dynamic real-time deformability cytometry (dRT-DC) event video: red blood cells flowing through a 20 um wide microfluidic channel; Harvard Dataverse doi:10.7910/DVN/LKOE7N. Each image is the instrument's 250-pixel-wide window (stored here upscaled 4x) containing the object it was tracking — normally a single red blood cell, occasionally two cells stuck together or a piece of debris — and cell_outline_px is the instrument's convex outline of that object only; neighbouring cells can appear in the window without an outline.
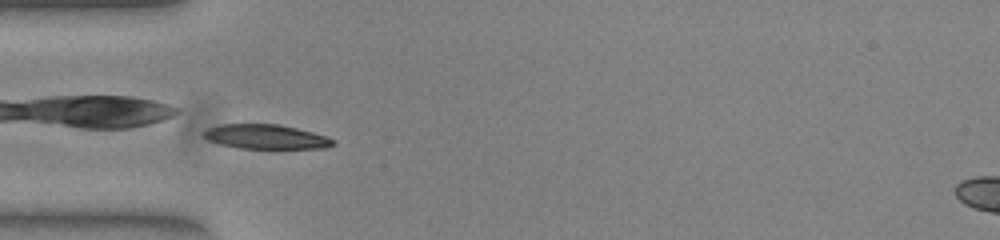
{"species": "common noctule bat (a hibernating species)", "species_latin": "Nyctalus noctula", "temperature_condition": "warm", "stored_images_in_passage": 43, "camera_frame_rate_fps": 3000, "um_per_image_px": 0.085, "animal": {"sex": "female", "body_mass_g": 23.0, "forearm_length_mm": 53.4}, "frame": {"image": 1, "passage_image": 9, "time_ms": 2.667, "image_size_px": [1000, 240], "cell_outline_px": [[336, 144], [328, 148], [240, 148], [220, 144], [208, 140], [200, 132], [208, 128], [220, 124], [280, 124], [328, 136], [336, 140]], "centroid_in_image_um": [22.62, 11.62], "position_along_channel_um": 62.4, "area_um2": 18.55}}
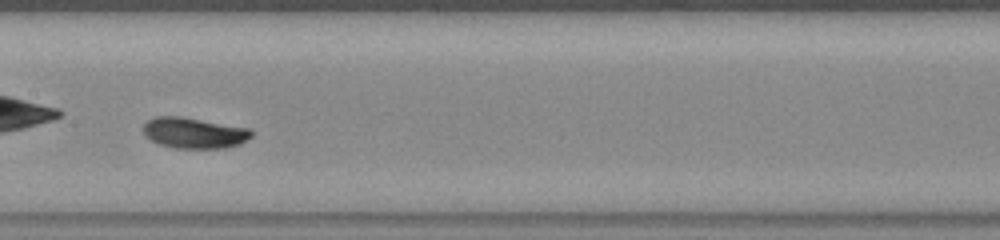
{"frame": {"image": 2, "passage_image": 19, "time_ms": 6.0, "image_size_px": [1000, 240], "cell_outline_px": [[252, 136], [240, 144], [224, 148], [176, 148], [160, 144], [152, 140], [144, 132], [144, 124], [148, 120], [156, 116], [180, 116], [248, 128], [252, 132]], "centroid_in_image_um": [16.51, 11.29], "position_along_channel_um": 190.9, "area_um2": 19.13}}
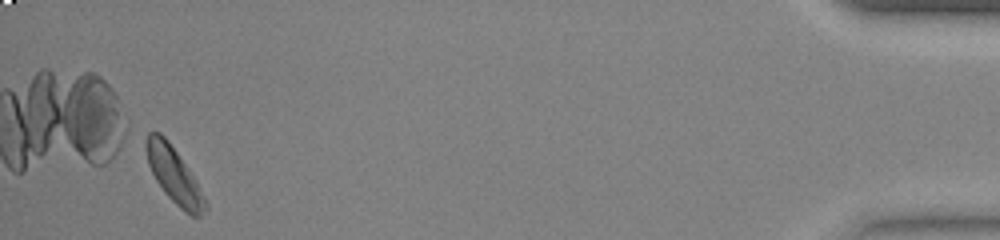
{"frame": {"image": 3, "passage_image": 43, "time_ms": 14.0, "image_size_px": [1000, 240], "cell_outline_px": [[208, 208], [200, 216], [192, 216], [184, 212], [164, 192], [156, 180], [148, 164], [144, 148], [144, 140], [148, 132], [160, 132], [168, 140], [196, 180], [208, 200]], "centroid_in_image_um": [14.8, 14.89], "position_along_channel_um": 420.4, "area_um2": 19.42}, "authors_computed_cell_mechanics": {"area_um2": 18.5538, "velocity_mm_per_s": 3.8961, "shape_relaxation_time_tau1_ms": 1.4069, "shape_relaxation_time_tau2_ms": null, "deformation_change_tau1": 0.1018, "deformation_change_tau2": null}}